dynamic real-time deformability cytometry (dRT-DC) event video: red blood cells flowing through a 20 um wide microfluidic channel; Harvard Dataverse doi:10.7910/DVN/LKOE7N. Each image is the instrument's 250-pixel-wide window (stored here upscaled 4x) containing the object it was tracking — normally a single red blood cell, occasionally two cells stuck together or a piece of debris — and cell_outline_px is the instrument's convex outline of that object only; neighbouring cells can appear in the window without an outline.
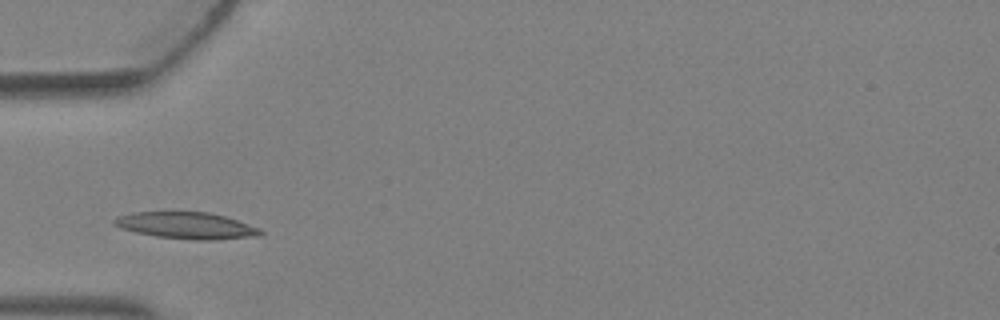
{"species": "Egyptian fruit bat (a non-hibernating species)", "species_latin": "Rousettus aegyptiacus", "temperature_condition": "warm", "stored_images_in_passage": 1, "camera_frame_rate_fps": 3000, "um_per_image_px": 0.085, "animal": {"sex": "female"}, "frame": {"image": 1, "passage_image": 1, "time_ms": 0.0, "image_size_px": [1000, 320], "cell_outline_px": [[264, 232], [260, 236], [212, 240], [192, 240], [156, 236], [136, 232], [120, 228], [112, 224], [112, 220], [116, 216], [132, 212], [208, 212], [224, 216], [260, 228]], "centroid_in_image_um": [15.82, 19.17], "position_along_channel_um": 69.2, "area_um2": 22.77}}